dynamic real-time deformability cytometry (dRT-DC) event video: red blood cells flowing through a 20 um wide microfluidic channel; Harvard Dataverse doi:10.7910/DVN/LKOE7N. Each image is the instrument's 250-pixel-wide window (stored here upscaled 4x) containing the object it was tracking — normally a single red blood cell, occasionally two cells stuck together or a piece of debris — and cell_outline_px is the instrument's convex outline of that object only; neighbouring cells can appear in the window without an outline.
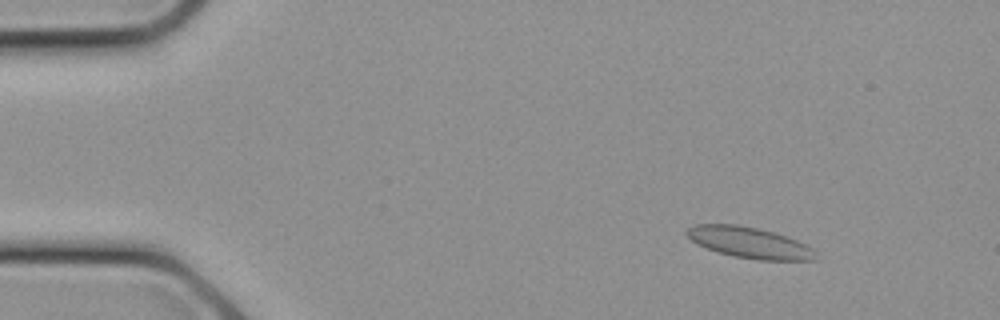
{"species": "common noctule bat (a hibernating species)", "species_latin": "Nyctalus noctula", "temperature_condition": "cold", "stored_images_in_passage": 10, "camera_frame_rate_fps": 3000, "um_per_image_px": 0.085, "animal": {"sex": "female", "body_mass_g": 21.9}, "frame": {"image": 1, "passage_image": 4, "time_ms": 1.0, "image_size_px": [1000, 320], "cell_outline_px": [[820, 260], [756, 260], [732, 256], [716, 252], [696, 244], [684, 232], [688, 228], [696, 224], [736, 224], [756, 228], [772, 232], [796, 240], [812, 248], [816, 252]], "centroid_in_image_um": [63.69, 20.64], "position_along_channel_um": 21.3, "area_um2": 23.35}}
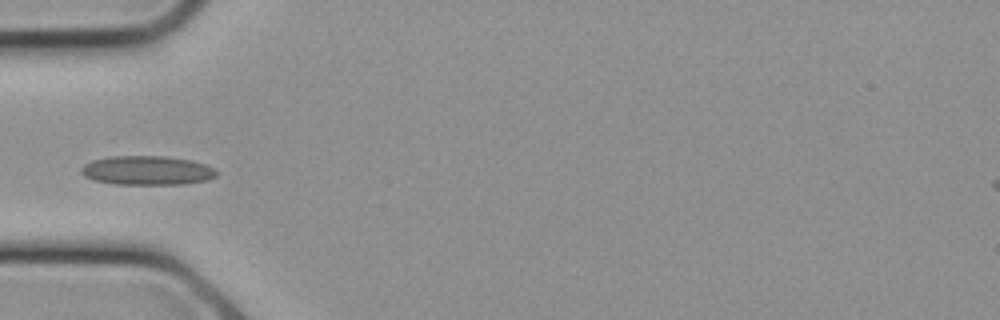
{"frame": {"image": 2, "passage_image": 9, "time_ms": 2.667, "image_size_px": [1000, 320], "cell_outline_px": [[216, 176], [208, 180], [184, 184], [112, 184], [92, 180], [84, 176], [80, 172], [80, 168], [84, 164], [92, 160], [112, 156], [164, 156], [192, 160], [216, 168]], "centroid_in_image_um": [12.48, 14.49], "position_along_channel_um": 72.5, "area_um2": 23.18}}